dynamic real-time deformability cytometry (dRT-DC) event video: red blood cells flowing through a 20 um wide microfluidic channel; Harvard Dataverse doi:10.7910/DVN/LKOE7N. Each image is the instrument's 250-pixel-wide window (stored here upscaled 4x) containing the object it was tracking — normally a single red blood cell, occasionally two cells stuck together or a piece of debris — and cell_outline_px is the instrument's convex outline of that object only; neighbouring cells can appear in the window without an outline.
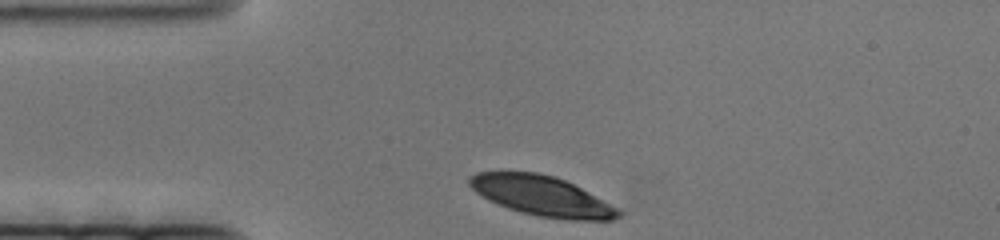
{"species": "human", "species_latin": "Homo sapiens", "temperature_condition": "cold", "stored_images_in_passage": 46, "camera_frame_rate_fps": 3000, "um_per_image_px": 0.085, "donor": {"sex": "female"}, "frame": {"image": 1, "passage_image": 1, "time_ms": 0.0, "image_size_px": [1000, 240], "cell_outline_px": [[624, 212], [620, 216], [612, 220], [568, 220], [540, 216], [520, 212], [508, 208], [488, 200], [476, 192], [468, 184], [468, 180], [476, 172], [536, 172], [556, 176], [620, 208]], "centroid_in_image_um": [46.09, 16.66], "position_along_channel_um": 38.9, "area_um2": 34.56}}
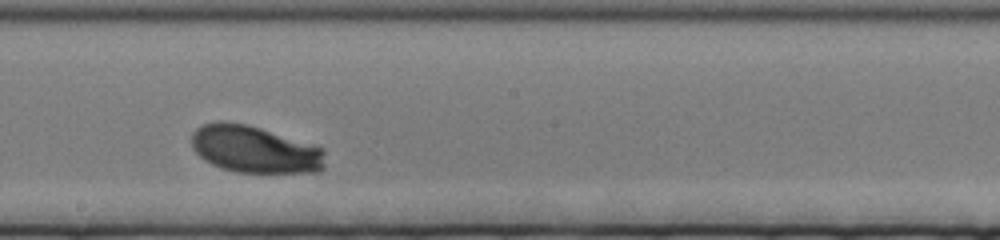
{"frame": {"image": 2, "passage_image": 27, "time_ms": 8.667, "image_size_px": [1000, 240], "cell_outline_px": [[324, 168], [320, 172], [236, 172], [220, 168], [204, 160], [192, 148], [192, 132], [196, 128], [204, 124], [216, 120], [224, 120], [244, 124], [260, 128], [312, 144], [324, 148]], "centroid_in_image_um": [21.63, 12.69], "position_along_channel_um": 226.6, "area_um2": 36.76}}
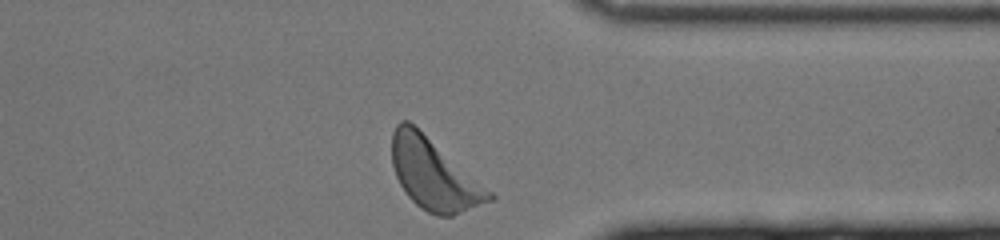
{"frame": {"image": 3, "passage_image": 46, "time_ms": 15.0, "image_size_px": [1000, 240], "cell_outline_px": [[496, 200], [452, 216], [436, 216], [420, 208], [404, 192], [396, 176], [392, 164], [392, 132], [396, 124], [400, 120], [408, 120], [492, 192], [496, 196]], "centroid_in_image_um": [36.87, 14.85], "position_along_channel_um": 374.5, "area_um2": 39.82}}